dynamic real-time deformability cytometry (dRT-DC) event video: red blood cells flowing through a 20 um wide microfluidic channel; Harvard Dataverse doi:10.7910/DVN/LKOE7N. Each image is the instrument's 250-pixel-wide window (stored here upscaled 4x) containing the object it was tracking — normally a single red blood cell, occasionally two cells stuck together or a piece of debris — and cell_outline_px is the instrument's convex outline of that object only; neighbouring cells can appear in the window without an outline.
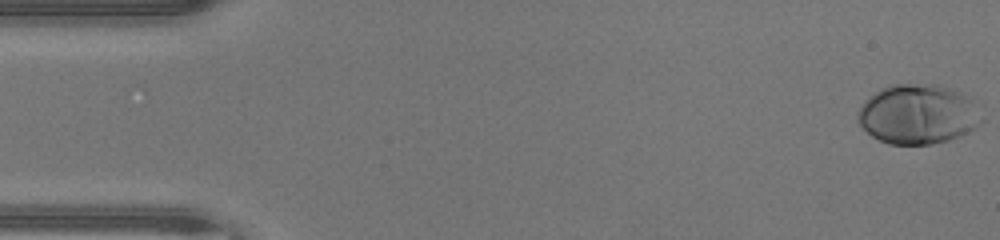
{"species": "human", "species_latin": "Homo sapiens", "temperature_condition": "warm", "stored_images_in_passage": 47, "camera_frame_rate_fps": 3000, "um_per_image_px": 0.085, "donor": {"sex": "male"}, "frame": {"image": 1, "passage_image": 1, "time_ms": 0.0, "image_size_px": [1000, 240], "cell_outline_px": [[984, 120], [968, 132], [960, 136], [948, 140], [932, 144], [888, 144], [872, 136], [856, 120], [856, 116], [864, 100], [868, 96], [880, 88], [892, 84], [940, 84], [952, 88], [972, 96], [984, 104]], "centroid_in_image_um": [78.14, 9.67], "position_along_channel_um": 6.9, "area_um2": 44.39}}
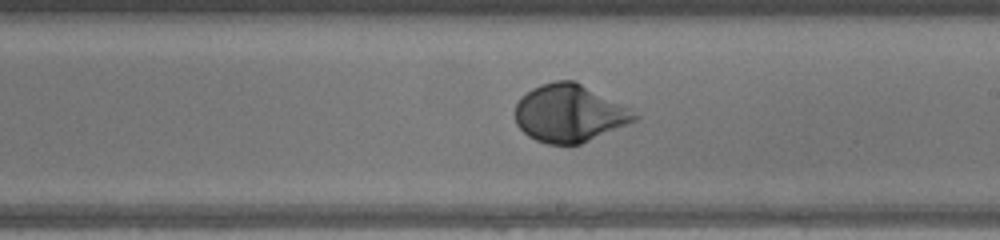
{"frame": {"image": 2, "passage_image": 27, "time_ms": 8.667, "image_size_px": [1000, 240], "cell_outline_px": [[640, 116], [636, 120], [580, 144], [548, 144], [536, 140], [528, 136], [516, 124], [516, 104], [532, 88], [540, 84], [556, 80], [576, 80], [632, 108]], "centroid_in_image_um": [48.44, 9.61], "position_along_channel_um": 240.6, "area_um2": 40.06}}
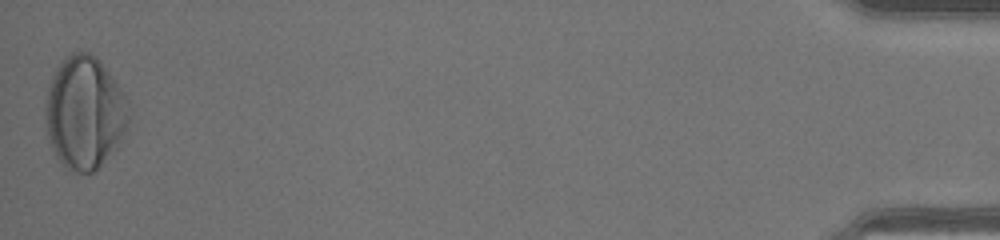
{"frame": {"image": 3, "passage_image": 47, "time_ms": 15.333, "image_size_px": [1000, 240], "cell_outline_px": [[128, 120], [116, 148], [92, 172], [76, 172], [68, 168], [56, 156], [52, 148], [48, 136], [44, 112], [44, 104], [48, 88], [52, 76], [56, 68], [72, 52], [88, 52], [96, 56], [108, 72], [128, 100]], "centroid_in_image_um": [7.16, 9.56], "position_along_channel_um": 428.0, "area_um2": 53.93}, "authors_computed_cell_mechanics": {"area_um2": 39.2462, "velocity_mm_per_s": 4.3762, "shape_relaxation_time_tau1_ms": 2.4084, "shape_relaxation_time_tau2_ms": null, "deformation_change_tau1": 0.1774, "deformation_change_tau2": null}}